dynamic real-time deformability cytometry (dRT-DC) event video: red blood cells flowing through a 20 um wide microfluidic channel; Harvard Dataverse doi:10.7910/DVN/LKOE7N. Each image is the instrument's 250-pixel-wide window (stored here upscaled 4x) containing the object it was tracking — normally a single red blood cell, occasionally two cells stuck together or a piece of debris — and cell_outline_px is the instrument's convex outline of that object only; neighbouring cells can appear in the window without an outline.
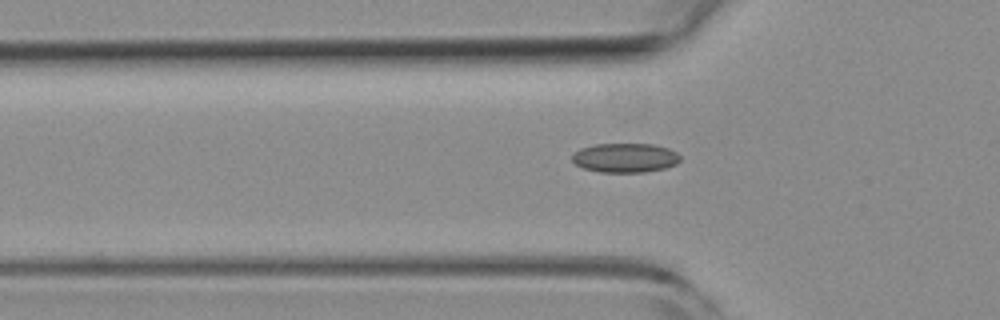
{"species": "common noctule bat (a hibernating species)", "species_latin": "Nyctalus noctula", "temperature_condition": "room temperature", "stored_images_in_passage": 6, "camera_frame_rate_fps": 3000, "um_per_image_px": 0.085, "animal": {"sex": "female", "body_mass_g": 19.3, "forearm_length_mm": 54.1}, "frame": {"image": 1, "passage_image": 4, "time_ms": 1.0, "image_size_px": [1000, 320], "cell_outline_px": [[680, 160], [676, 164], [664, 168], [644, 172], [600, 172], [584, 168], [576, 164], [572, 160], [572, 152], [580, 148], [596, 144], [652, 144], [668, 148], [676, 152], [680, 156]], "centroid_in_image_um": [53.12, 13.41], "position_along_channel_um": 72.7, "area_um2": 18.44}}